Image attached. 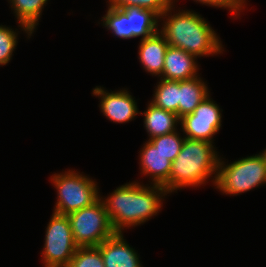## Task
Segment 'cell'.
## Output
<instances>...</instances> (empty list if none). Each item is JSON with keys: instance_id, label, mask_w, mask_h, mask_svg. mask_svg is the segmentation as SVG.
Listing matches in <instances>:
<instances>
[{"instance_id": "14", "label": "cell", "mask_w": 266, "mask_h": 267, "mask_svg": "<svg viewBox=\"0 0 266 267\" xmlns=\"http://www.w3.org/2000/svg\"><path fill=\"white\" fill-rule=\"evenodd\" d=\"M147 106L143 114L141 112L140 114L144 116V127H146L149 139L177 130V124L180 123L177 114L159 108L151 102Z\"/></svg>"}, {"instance_id": "2", "label": "cell", "mask_w": 266, "mask_h": 267, "mask_svg": "<svg viewBox=\"0 0 266 267\" xmlns=\"http://www.w3.org/2000/svg\"><path fill=\"white\" fill-rule=\"evenodd\" d=\"M173 8L174 5L170 6L159 17L166 20L159 32L169 46L181 48L196 57L223 53L220 37L200 14L190 10H179L173 15Z\"/></svg>"}, {"instance_id": "9", "label": "cell", "mask_w": 266, "mask_h": 267, "mask_svg": "<svg viewBox=\"0 0 266 267\" xmlns=\"http://www.w3.org/2000/svg\"><path fill=\"white\" fill-rule=\"evenodd\" d=\"M128 92L125 89L107 92L103 87L97 86L92 94L101 98L99 108L107 119L116 123H127L140 114L136 101Z\"/></svg>"}, {"instance_id": "18", "label": "cell", "mask_w": 266, "mask_h": 267, "mask_svg": "<svg viewBox=\"0 0 266 267\" xmlns=\"http://www.w3.org/2000/svg\"><path fill=\"white\" fill-rule=\"evenodd\" d=\"M151 101L155 106L177 114L179 118V81L160 79Z\"/></svg>"}, {"instance_id": "10", "label": "cell", "mask_w": 266, "mask_h": 267, "mask_svg": "<svg viewBox=\"0 0 266 267\" xmlns=\"http://www.w3.org/2000/svg\"><path fill=\"white\" fill-rule=\"evenodd\" d=\"M97 247L105 267H142L138 253L129 246L122 232H116Z\"/></svg>"}, {"instance_id": "20", "label": "cell", "mask_w": 266, "mask_h": 267, "mask_svg": "<svg viewBox=\"0 0 266 267\" xmlns=\"http://www.w3.org/2000/svg\"><path fill=\"white\" fill-rule=\"evenodd\" d=\"M185 137H181L180 134L176 131L154 137L149 139V141L156 147L158 150L166 156V159L173 162L174 159L178 156L181 151Z\"/></svg>"}, {"instance_id": "11", "label": "cell", "mask_w": 266, "mask_h": 267, "mask_svg": "<svg viewBox=\"0 0 266 267\" xmlns=\"http://www.w3.org/2000/svg\"><path fill=\"white\" fill-rule=\"evenodd\" d=\"M197 57L181 48L168 46L162 76L160 78L171 81H183L198 77Z\"/></svg>"}, {"instance_id": "17", "label": "cell", "mask_w": 266, "mask_h": 267, "mask_svg": "<svg viewBox=\"0 0 266 267\" xmlns=\"http://www.w3.org/2000/svg\"><path fill=\"white\" fill-rule=\"evenodd\" d=\"M9 2L17 17V23L20 24L19 27L23 28L22 31L30 38L48 0H9Z\"/></svg>"}, {"instance_id": "16", "label": "cell", "mask_w": 266, "mask_h": 267, "mask_svg": "<svg viewBox=\"0 0 266 267\" xmlns=\"http://www.w3.org/2000/svg\"><path fill=\"white\" fill-rule=\"evenodd\" d=\"M129 18L130 31L132 38L142 37L141 40L148 38L159 31V16L149 9L140 7L120 8ZM159 19V20H158Z\"/></svg>"}, {"instance_id": "5", "label": "cell", "mask_w": 266, "mask_h": 267, "mask_svg": "<svg viewBox=\"0 0 266 267\" xmlns=\"http://www.w3.org/2000/svg\"><path fill=\"white\" fill-rule=\"evenodd\" d=\"M50 179L57 190L55 213L68 215L90 206L100 198L97 183L74 170L55 173Z\"/></svg>"}, {"instance_id": "1", "label": "cell", "mask_w": 266, "mask_h": 267, "mask_svg": "<svg viewBox=\"0 0 266 267\" xmlns=\"http://www.w3.org/2000/svg\"><path fill=\"white\" fill-rule=\"evenodd\" d=\"M167 194L163 186L131 182L121 185L107 198H100L114 230L123 232L125 227H136L157 215Z\"/></svg>"}, {"instance_id": "25", "label": "cell", "mask_w": 266, "mask_h": 267, "mask_svg": "<svg viewBox=\"0 0 266 267\" xmlns=\"http://www.w3.org/2000/svg\"><path fill=\"white\" fill-rule=\"evenodd\" d=\"M243 8L245 7L246 0H236ZM244 5V6H243Z\"/></svg>"}, {"instance_id": "22", "label": "cell", "mask_w": 266, "mask_h": 267, "mask_svg": "<svg viewBox=\"0 0 266 267\" xmlns=\"http://www.w3.org/2000/svg\"><path fill=\"white\" fill-rule=\"evenodd\" d=\"M117 8L140 7L155 12L159 17L175 3V0H108Z\"/></svg>"}, {"instance_id": "24", "label": "cell", "mask_w": 266, "mask_h": 267, "mask_svg": "<svg viewBox=\"0 0 266 267\" xmlns=\"http://www.w3.org/2000/svg\"><path fill=\"white\" fill-rule=\"evenodd\" d=\"M212 7L226 8L232 14L238 16L244 8L236 0H193Z\"/></svg>"}, {"instance_id": "4", "label": "cell", "mask_w": 266, "mask_h": 267, "mask_svg": "<svg viewBox=\"0 0 266 267\" xmlns=\"http://www.w3.org/2000/svg\"><path fill=\"white\" fill-rule=\"evenodd\" d=\"M219 159L215 186L224 194L238 195L266 185V154L241 158L231 164Z\"/></svg>"}, {"instance_id": "13", "label": "cell", "mask_w": 266, "mask_h": 267, "mask_svg": "<svg viewBox=\"0 0 266 267\" xmlns=\"http://www.w3.org/2000/svg\"><path fill=\"white\" fill-rule=\"evenodd\" d=\"M168 46L167 40L159 31L144 40H140L138 59L146 72L154 76H162Z\"/></svg>"}, {"instance_id": "19", "label": "cell", "mask_w": 266, "mask_h": 267, "mask_svg": "<svg viewBox=\"0 0 266 267\" xmlns=\"http://www.w3.org/2000/svg\"><path fill=\"white\" fill-rule=\"evenodd\" d=\"M104 27L112 31L113 35L122 39L132 38V31H130L129 18L120 9L108 5L106 14L102 17Z\"/></svg>"}, {"instance_id": "8", "label": "cell", "mask_w": 266, "mask_h": 267, "mask_svg": "<svg viewBox=\"0 0 266 267\" xmlns=\"http://www.w3.org/2000/svg\"><path fill=\"white\" fill-rule=\"evenodd\" d=\"M210 97L207 96L191 114L180 119L185 138L213 142V136L221 128L222 114L218 104Z\"/></svg>"}, {"instance_id": "21", "label": "cell", "mask_w": 266, "mask_h": 267, "mask_svg": "<svg viewBox=\"0 0 266 267\" xmlns=\"http://www.w3.org/2000/svg\"><path fill=\"white\" fill-rule=\"evenodd\" d=\"M67 267H105L97 246L78 247Z\"/></svg>"}, {"instance_id": "3", "label": "cell", "mask_w": 266, "mask_h": 267, "mask_svg": "<svg viewBox=\"0 0 266 267\" xmlns=\"http://www.w3.org/2000/svg\"><path fill=\"white\" fill-rule=\"evenodd\" d=\"M213 144L203 140L184 139L180 153L172 162L169 180L163 185L168 193L179 188L206 184L210 176L215 185L221 157Z\"/></svg>"}, {"instance_id": "7", "label": "cell", "mask_w": 266, "mask_h": 267, "mask_svg": "<svg viewBox=\"0 0 266 267\" xmlns=\"http://www.w3.org/2000/svg\"><path fill=\"white\" fill-rule=\"evenodd\" d=\"M45 232L44 267H67L78 248L68 216L53 212Z\"/></svg>"}, {"instance_id": "12", "label": "cell", "mask_w": 266, "mask_h": 267, "mask_svg": "<svg viewBox=\"0 0 266 267\" xmlns=\"http://www.w3.org/2000/svg\"><path fill=\"white\" fill-rule=\"evenodd\" d=\"M139 161L141 173L152 177V184L163 186L169 180L172 162L149 140L140 151Z\"/></svg>"}, {"instance_id": "6", "label": "cell", "mask_w": 266, "mask_h": 267, "mask_svg": "<svg viewBox=\"0 0 266 267\" xmlns=\"http://www.w3.org/2000/svg\"><path fill=\"white\" fill-rule=\"evenodd\" d=\"M67 216L78 247L98 246L116 233L101 198Z\"/></svg>"}, {"instance_id": "15", "label": "cell", "mask_w": 266, "mask_h": 267, "mask_svg": "<svg viewBox=\"0 0 266 267\" xmlns=\"http://www.w3.org/2000/svg\"><path fill=\"white\" fill-rule=\"evenodd\" d=\"M206 85L200 77L179 81V119L191 114L210 95Z\"/></svg>"}, {"instance_id": "23", "label": "cell", "mask_w": 266, "mask_h": 267, "mask_svg": "<svg viewBox=\"0 0 266 267\" xmlns=\"http://www.w3.org/2000/svg\"><path fill=\"white\" fill-rule=\"evenodd\" d=\"M18 33L14 29L0 25V66L6 65L12 58L17 46Z\"/></svg>"}]
</instances>
